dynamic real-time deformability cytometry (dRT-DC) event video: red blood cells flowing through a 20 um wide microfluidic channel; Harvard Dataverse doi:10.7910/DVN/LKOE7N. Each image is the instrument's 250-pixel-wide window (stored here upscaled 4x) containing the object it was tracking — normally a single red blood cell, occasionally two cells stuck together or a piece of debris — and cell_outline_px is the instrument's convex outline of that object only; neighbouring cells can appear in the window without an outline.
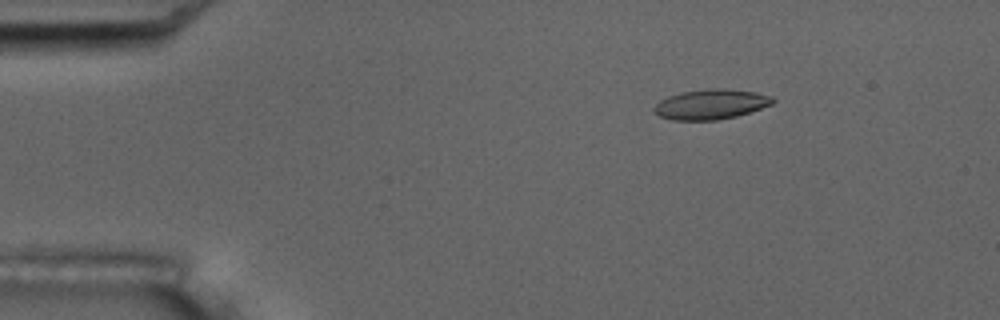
{"species": "common noctule bat (a hibernating species)", "species_latin": "Nyctalus noctula", "temperature_condition": "room temperature", "stored_images_in_passage": 14, "camera_frame_rate_fps": 3000, "um_per_image_px": 0.085, "animal": {"sex": "male", "body_mass_g": 17.5, "forearm_length_mm": 52.3}, "frame": {"image": 1, "passage_image": 1, "time_ms": 0.0, "image_size_px": [1000, 320], "cell_outline_px": [[776, 100], [772, 104], [736, 116], [716, 120], [672, 120], [660, 116], [652, 108], [660, 100], [668, 96], [680, 92], [708, 88], [724, 88], [756, 92], [772, 96]], "centroid_in_image_um": [60.42, 8.85], "position_along_channel_um": 24.6, "area_um2": 20.75}, "authors_computed_cell_mechanics": {"area_um2": 20.6924, "velocity_mm_per_s": 3.5502, "shape_relaxation_time_tau1_ms": null, "shape_relaxation_time_tau2_ms": 1.48, "deformation_change_tau1": null, "deformation_change_tau2": 0.0809}}